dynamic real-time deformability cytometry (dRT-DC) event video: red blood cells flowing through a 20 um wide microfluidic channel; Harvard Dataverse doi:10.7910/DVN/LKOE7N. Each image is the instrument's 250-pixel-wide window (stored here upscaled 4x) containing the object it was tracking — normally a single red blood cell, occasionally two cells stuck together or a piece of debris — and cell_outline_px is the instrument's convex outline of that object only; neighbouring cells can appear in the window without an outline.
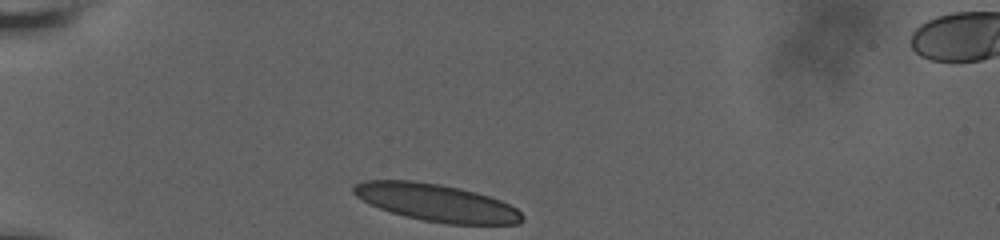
{"species": "human", "species_latin": "Homo sapiens", "temperature_condition": "room temperature", "stored_images_in_passage": 7, "camera_frame_rate_fps": 3000, "um_per_image_px": 0.085, "donor": {"sex": "male"}, "frame": {"image": 1, "passage_image": 1, "time_ms": 0.0, "image_size_px": [1000, 240], "cell_outline_px": [[524, 220], [520, 224], [448, 224], [424, 220], [404, 216], [368, 204], [356, 196], [352, 192], [352, 188], [356, 184], [364, 180], [412, 180], [460, 188], [476, 192], [500, 200], [516, 208], [524, 216]], "centroid_in_image_um": [37.09, 17.23], "position_along_channel_um": 47.9, "area_um2": 36.59}}
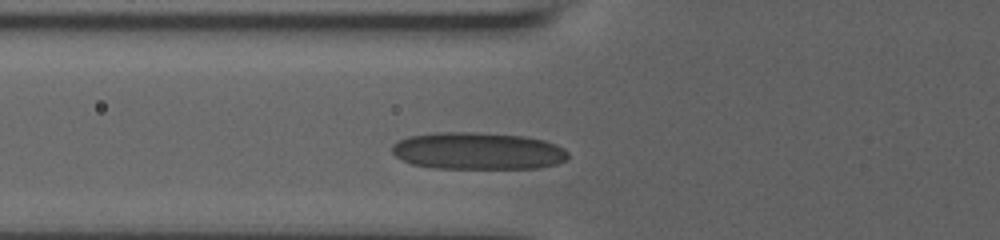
{"frame": {"image": 2, "passage_image": 6, "time_ms": 2.0, "image_size_px": [1000, 240], "cell_outline_px": [[568, 156], [564, 160], [556, 164], [536, 168], [432, 168], [412, 164], [396, 156], [392, 152], [392, 144], [408, 136], [444, 132], [472, 132], [524, 136], [544, 140], [556, 144], [564, 148], [568, 152]], "centroid_in_image_um": [40.62, 12.83], "position_along_channel_um": 85.2, "area_um2": 37.97}}